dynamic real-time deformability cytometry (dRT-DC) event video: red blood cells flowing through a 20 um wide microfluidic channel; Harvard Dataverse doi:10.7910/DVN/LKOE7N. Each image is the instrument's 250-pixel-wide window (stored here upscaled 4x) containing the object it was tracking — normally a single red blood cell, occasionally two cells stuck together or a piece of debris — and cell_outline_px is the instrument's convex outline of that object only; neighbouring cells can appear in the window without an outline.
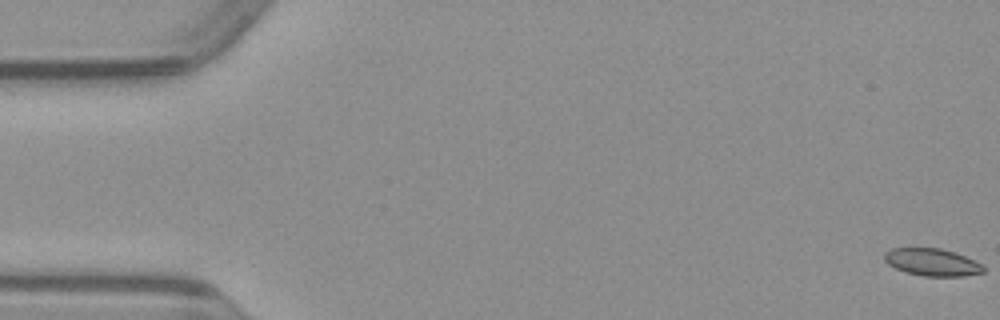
{"species": "common noctule bat (a hibernating species)", "species_latin": "Nyctalus noctula", "temperature_condition": "warm", "stored_images_in_passage": 51, "camera_frame_rate_fps": 3000, "um_per_image_px": 0.085, "animal": {"sex": "male", "body_mass_g": 23.1, "forearm_length_mm": 52.7}, "frame": {"image": 1, "passage_image": 1, "time_ms": 0.0, "image_size_px": [1000, 320], "cell_outline_px": [[984, 272], [964, 276], [924, 276], [904, 272], [888, 264], [884, 260], [884, 252], [892, 248], [940, 248], [964, 256], [984, 264]], "centroid_in_image_um": [79.22, 22.29], "position_along_channel_um": 5.8, "area_um2": 15.78}}
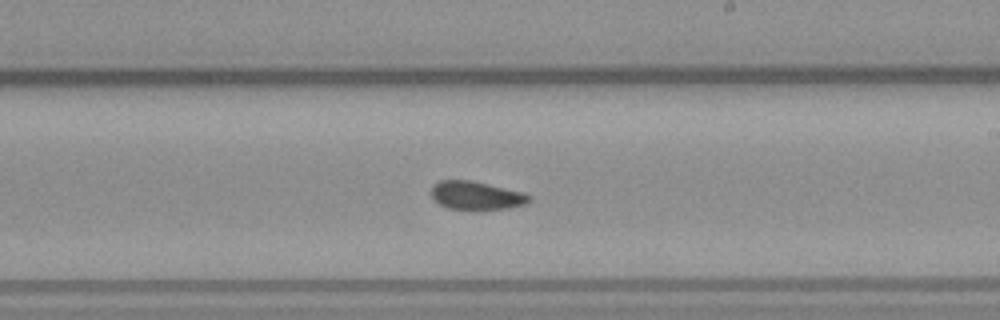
{"frame": {"image": 2, "passage_image": 30, "time_ms": 9.667, "image_size_px": [1000, 320], "cell_outline_px": [[532, 200], [524, 204], [508, 208], [476, 212], [448, 208], [440, 204], [432, 196], [432, 184], [440, 180], [472, 180], [524, 192], [532, 196]], "centroid_in_image_um": [40.51, 16.64], "position_along_channel_um": 248.5, "area_um2": 16.76}}
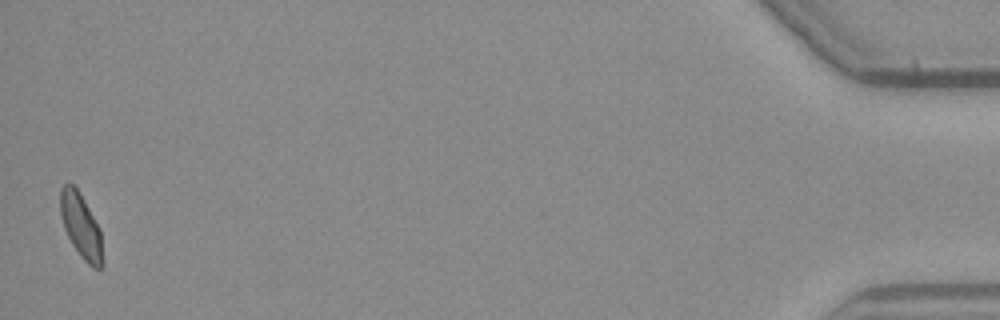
{"frame": {"image": 3, "passage_image": 51, "time_ms": 16.667, "image_size_px": [1000, 320], "cell_outline_px": [[104, 264], [100, 268], [92, 268], [80, 256], [72, 244], [64, 228], [60, 216], [60, 188], [64, 184], [72, 184], [76, 188], [84, 200], [100, 228]], "centroid_in_image_um": [6.89, 19.24], "position_along_channel_um": 428.3, "area_um2": 15.95}}